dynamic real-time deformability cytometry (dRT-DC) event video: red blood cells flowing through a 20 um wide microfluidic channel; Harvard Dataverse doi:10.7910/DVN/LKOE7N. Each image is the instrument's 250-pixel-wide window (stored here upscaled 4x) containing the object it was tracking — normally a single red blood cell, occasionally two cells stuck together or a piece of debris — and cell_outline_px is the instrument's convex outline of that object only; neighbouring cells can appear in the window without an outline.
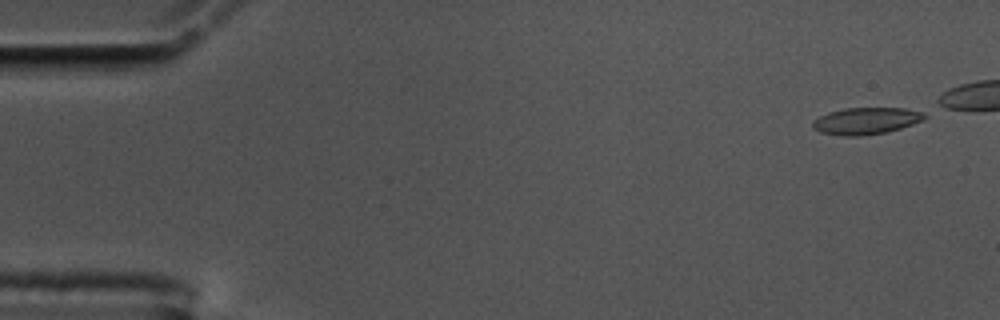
{"species": "common noctule bat (a hibernating species)", "species_latin": "Nyctalus noctula", "temperature_condition": "cold", "stored_images_in_passage": 47, "camera_frame_rate_fps": 3000, "um_per_image_px": 0.085, "animal": {"sex": "male", "body_mass_g": 17.5, "forearm_length_mm": 52.3}, "frame": {"image": 1, "passage_image": 1, "time_ms": 0.0, "image_size_px": [1000, 320], "cell_outline_px": [[928, 116], [924, 120], [888, 132], [860, 136], [844, 136], [820, 132], [812, 128], [812, 120], [828, 112], [844, 108], [904, 108], [928, 112]], "centroid_in_image_um": [73.65, 10.27], "position_along_channel_um": 11.4, "area_um2": 17.74}}
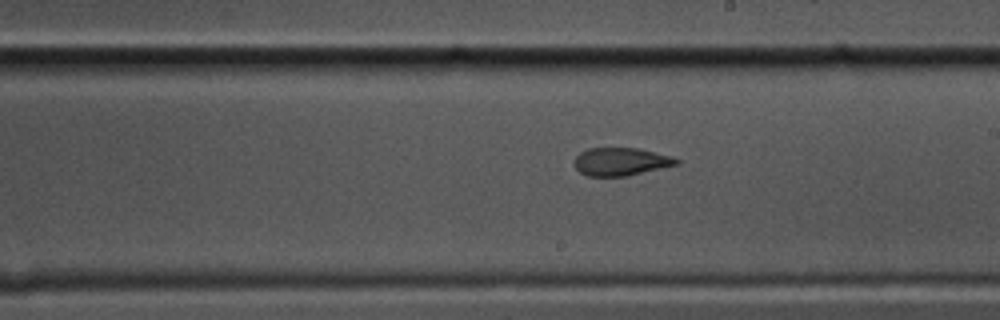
{"frame": {"image": 2, "passage_image": 30, "time_ms": 9.667, "image_size_px": [1000, 320], "cell_outline_px": [[680, 164], [628, 176], [588, 176], [580, 172], [576, 168], [576, 156], [580, 152], [588, 148], [640, 148], [672, 156], [680, 160]], "centroid_in_image_um": [52.83, 13.73], "position_along_channel_um": 236.2, "area_um2": 16.7}}
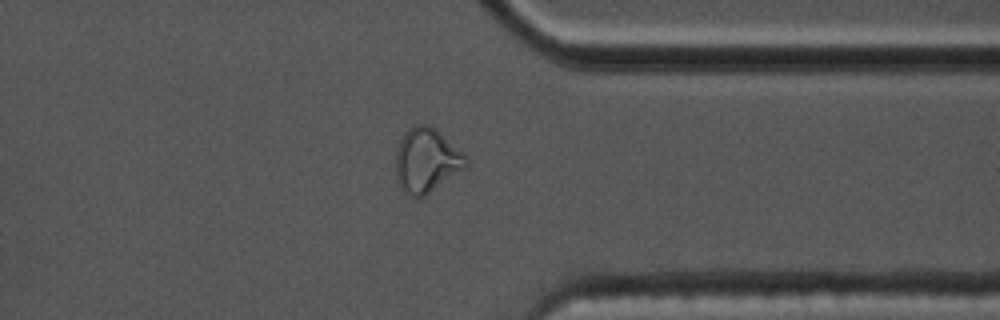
{"frame": {"image": 3, "passage_image": 42, "time_ms": 13.667, "image_size_px": [1000, 320], "cell_outline_px": [[468, 164], [464, 168], [420, 200], [416, 200], [408, 196], [404, 192], [400, 184], [396, 172], [396, 152], [400, 140], [404, 132], [408, 128], [416, 124], [428, 124], [436, 128], [464, 152], [468, 156]], "centroid_in_image_um": [36.27, 13.63], "position_along_channel_um": 375.1, "area_um2": 26.7}, "authors_computed_cell_mechanics": {"area_um2": 17.4556, "velocity_mm_per_s": 3.576, "shape_relaxation_time_tau1_ms": null, "shape_relaxation_time_tau2_ms": 1.6595, "deformation_change_tau1": null, "deformation_change_tau2": 0.0786}}